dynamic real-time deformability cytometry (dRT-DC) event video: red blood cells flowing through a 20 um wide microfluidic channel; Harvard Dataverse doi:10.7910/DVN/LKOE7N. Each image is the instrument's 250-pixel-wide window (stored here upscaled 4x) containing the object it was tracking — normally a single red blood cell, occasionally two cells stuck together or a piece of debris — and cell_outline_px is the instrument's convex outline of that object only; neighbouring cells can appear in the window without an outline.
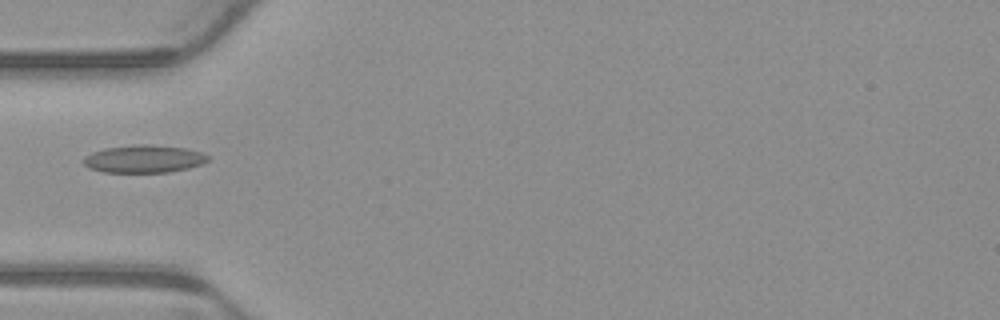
{"species": "common noctule bat (a hibernating species)", "species_latin": "Nyctalus noctula", "temperature_condition": "warm", "stored_images_in_passage": 5, "camera_frame_rate_fps": 3000, "um_per_image_px": 0.085, "animal": {"sex": "male", "body_mass_g": 23.1, "forearm_length_mm": 52.7}, "frame": {"image": 1, "passage_image": 5, "time_ms": 1.333, "image_size_px": [1000, 320], "cell_outline_px": [[208, 160], [200, 164], [188, 168], [168, 172], [104, 172], [88, 168], [84, 164], [84, 156], [92, 152], [104, 148], [140, 144], [144, 144], [188, 148], [200, 152], [208, 156]], "centroid_in_image_um": [12.2, 13.5], "position_along_channel_um": 72.8, "area_um2": 19.94}}